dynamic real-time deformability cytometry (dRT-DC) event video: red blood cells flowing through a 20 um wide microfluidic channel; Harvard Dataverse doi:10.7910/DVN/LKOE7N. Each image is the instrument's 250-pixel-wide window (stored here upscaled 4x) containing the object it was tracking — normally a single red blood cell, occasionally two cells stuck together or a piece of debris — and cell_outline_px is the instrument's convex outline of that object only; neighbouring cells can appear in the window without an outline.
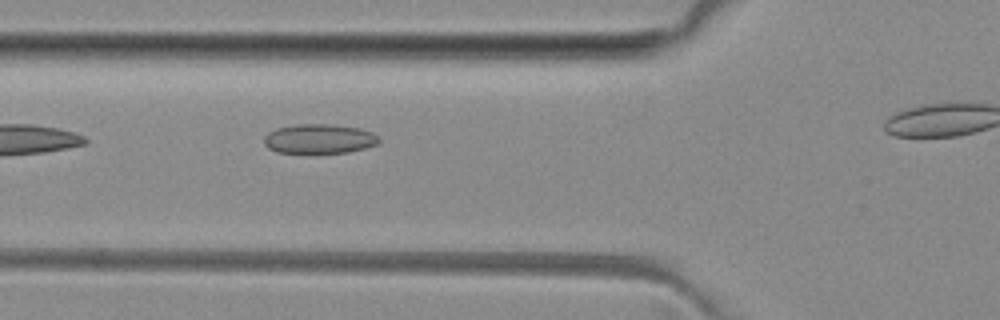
{"species": "common noctule bat (a hibernating species)", "species_latin": "Nyctalus noctula", "temperature_condition": "room temperature", "stored_images_in_passage": 3, "camera_frame_rate_fps": 3000, "um_per_image_px": 0.085, "animal": {"sex": "female", "body_mass_g": 29.2, "forearm_length_mm": 56.3}, "frame": {"image": 1, "passage_image": 2, "time_ms": 1.333, "image_size_px": [1000, 320], "cell_outline_px": [[380, 140], [376, 144], [364, 148], [348, 152], [276, 152], [268, 148], [264, 144], [264, 136], [268, 132], [276, 128], [296, 124], [328, 124], [360, 128], [372, 132], [380, 136]], "centroid_in_image_um": [27.13, 11.78], "position_along_channel_um": 98.7, "area_um2": 19.65}}